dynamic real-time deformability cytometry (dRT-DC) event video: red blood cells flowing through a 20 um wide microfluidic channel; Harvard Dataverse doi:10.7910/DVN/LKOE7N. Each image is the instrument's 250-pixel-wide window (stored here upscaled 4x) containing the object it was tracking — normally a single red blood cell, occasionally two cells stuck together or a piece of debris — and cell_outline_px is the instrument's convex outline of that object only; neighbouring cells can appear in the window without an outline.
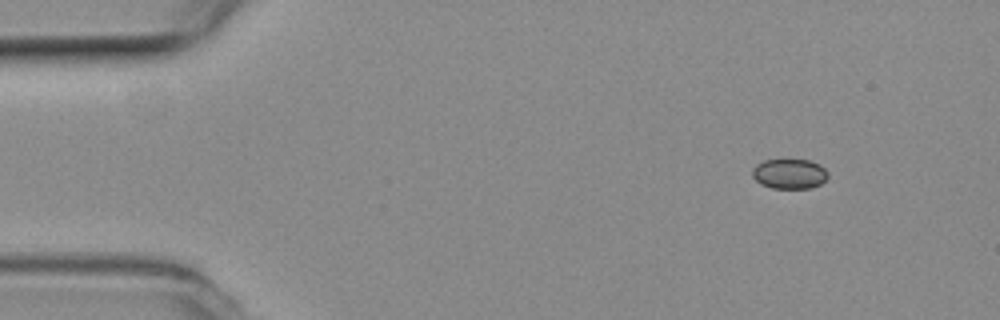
{"species": "common noctule bat (a hibernating species)", "species_latin": "Nyctalus noctula", "temperature_condition": "room temperature", "stored_images_in_passage": 4, "camera_frame_rate_fps": 3000, "um_per_image_px": 0.085, "animal": {"sex": "female", "body_mass_g": 19.3, "forearm_length_mm": 54.1}, "frame": {"image": 1, "passage_image": 1, "time_ms": 0.0, "image_size_px": [1000, 320], "cell_outline_px": [[828, 176], [820, 184], [812, 188], [772, 188], [760, 184], [752, 176], [752, 168], [756, 164], [764, 160], [808, 160], [820, 164], [828, 172]], "centroid_in_image_um": [67.09, 14.77], "position_along_channel_um": 17.9, "area_um2": 13.24}}